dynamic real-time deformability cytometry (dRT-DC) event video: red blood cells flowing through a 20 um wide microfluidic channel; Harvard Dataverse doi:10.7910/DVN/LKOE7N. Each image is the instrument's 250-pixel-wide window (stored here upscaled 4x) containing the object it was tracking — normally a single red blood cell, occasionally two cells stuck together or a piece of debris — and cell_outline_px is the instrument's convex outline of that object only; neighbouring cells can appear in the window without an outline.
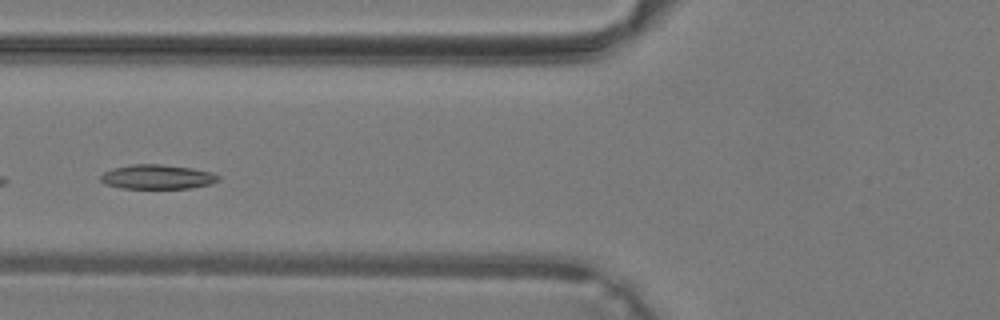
{"species": "common noctule bat (a hibernating species)", "species_latin": "Nyctalus noctula", "temperature_condition": "warm", "stored_images_in_passage": 35, "camera_frame_rate_fps": 3000, "um_per_image_px": 0.085, "animal": {"sex": "male", "body_mass_g": 19.2, "forearm_length_mm": 51.8}, "frame": {"image": 1, "passage_image": 11, "time_ms": 3.333, "image_size_px": [1000, 320], "cell_outline_px": [[220, 180], [212, 184], [192, 188], [124, 188], [104, 184], [100, 180], [100, 176], [104, 172], [112, 168], [132, 164], [160, 164], [192, 168], [212, 172], [220, 176]], "centroid_in_image_um": [13.39, 15.03], "position_along_channel_um": 112.4, "area_um2": 16.88}}
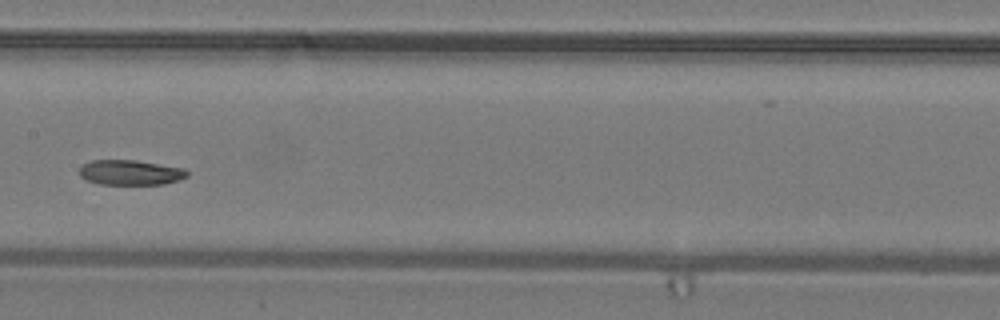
{"frame": {"image": 2, "passage_image": 16, "time_ms": 5.0, "image_size_px": [1000, 320], "cell_outline_px": [[188, 176], [180, 180], [164, 184], [100, 184], [88, 180], [80, 176], [80, 168], [84, 164], [92, 160], [136, 160], [184, 168], [188, 172]], "centroid_in_image_um": [11.12, 14.66], "position_along_channel_um": 196.3, "area_um2": 15.66}}